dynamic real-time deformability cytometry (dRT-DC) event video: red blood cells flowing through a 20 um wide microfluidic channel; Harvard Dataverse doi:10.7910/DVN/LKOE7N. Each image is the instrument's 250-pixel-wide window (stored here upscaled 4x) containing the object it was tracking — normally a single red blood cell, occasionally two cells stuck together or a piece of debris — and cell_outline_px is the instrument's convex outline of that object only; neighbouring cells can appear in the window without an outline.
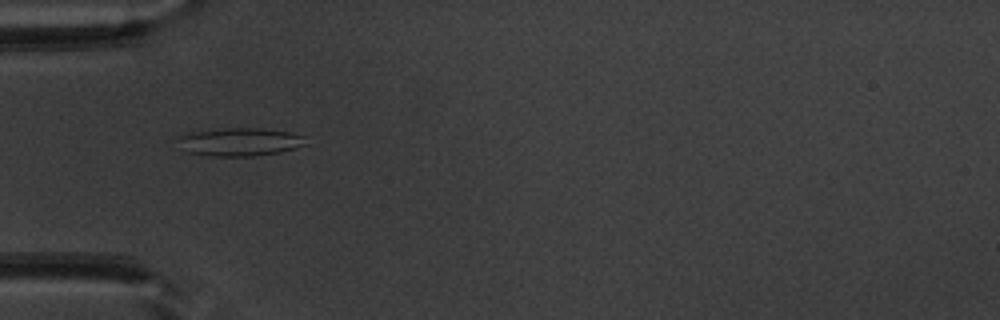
{"species": "common noctule bat (a hibernating species)", "species_latin": "Nyctalus noctula", "temperature_condition": "warm", "stored_images_in_passage": 8, "camera_frame_rate_fps": 3000, "um_per_image_px": 0.085, "animal": {"sex": "male", "body_mass_g": 20.1, "forearm_length_mm": 53.5}, "frame": {"image": 1, "passage_image": 5, "time_ms": 1.333, "image_size_px": [1000, 320], "cell_outline_px": [[304, 144], [280, 152], [252, 156], [212, 156], [184, 152], [180, 136], [192, 132], [228, 128], [260, 128], [288, 132], [304, 136]], "centroid_in_image_um": [20.38, 12.07], "position_along_channel_um": 64.6, "area_um2": 20.4}}